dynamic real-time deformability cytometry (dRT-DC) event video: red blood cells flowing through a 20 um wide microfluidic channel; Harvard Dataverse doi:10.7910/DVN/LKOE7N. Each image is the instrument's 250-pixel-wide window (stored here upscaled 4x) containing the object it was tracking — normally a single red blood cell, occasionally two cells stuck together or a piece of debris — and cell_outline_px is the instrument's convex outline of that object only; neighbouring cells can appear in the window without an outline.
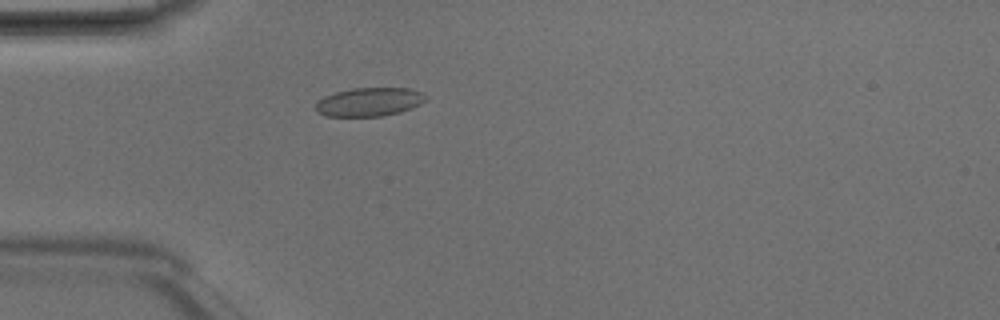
{"species": "Egyptian fruit bat (a non-hibernating species)", "species_latin": "Rousettus aegyptiacus", "temperature_condition": "room temperature", "stored_images_in_passage": 2, "camera_frame_rate_fps": 3000, "um_per_image_px": 0.085, "animal": {"sex": "male"}, "frame": {"image": 1, "passage_image": 2, "time_ms": 0.333, "image_size_px": [1000, 320], "cell_outline_px": [[428, 100], [412, 108], [400, 112], [384, 116], [324, 116], [316, 112], [316, 104], [324, 96], [336, 92], [352, 88], [408, 88], [420, 92], [428, 96]], "centroid_in_image_um": [31.41, 8.67], "position_along_channel_um": 53.6, "area_um2": 18.44}}